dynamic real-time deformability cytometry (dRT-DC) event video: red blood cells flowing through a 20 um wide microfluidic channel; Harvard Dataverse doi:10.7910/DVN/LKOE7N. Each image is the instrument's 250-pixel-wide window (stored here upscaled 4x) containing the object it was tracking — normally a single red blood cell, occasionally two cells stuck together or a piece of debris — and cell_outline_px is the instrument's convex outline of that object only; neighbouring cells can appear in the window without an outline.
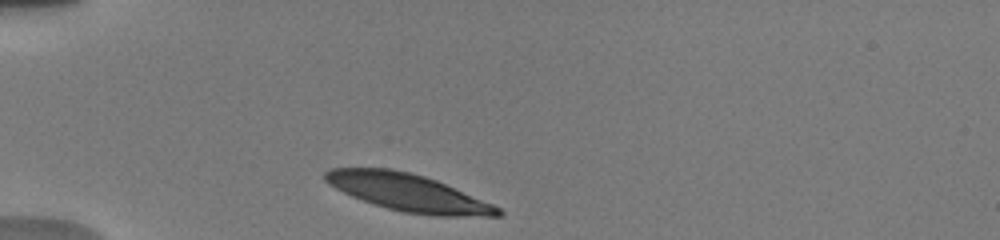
{"species": "human", "species_latin": "Homo sapiens", "temperature_condition": "warm", "stored_images_in_passage": 5, "camera_frame_rate_fps": 3000, "um_per_image_px": 0.085, "donor": {"sex": "male"}, "frame": {"image": 1, "passage_image": 1, "time_ms": 0.0, "image_size_px": [1000, 240], "cell_outline_px": [[504, 216], [432, 216], [404, 212], [388, 208], [352, 196], [328, 184], [324, 180], [324, 172], [332, 168], [392, 168], [424, 176], [436, 180], [492, 204], [500, 208], [504, 212]], "centroid_in_image_um": [34.7, 16.37], "position_along_channel_um": 50.3, "area_um2": 37.17}}
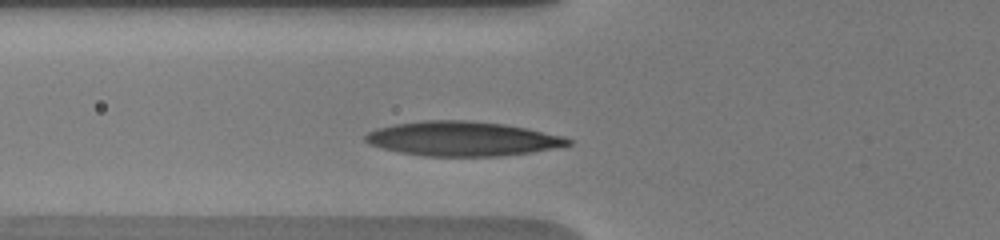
{"frame": {"image": 2, "passage_image": 3, "time_ms": 1.667, "image_size_px": [1000, 240], "cell_outline_px": [[572, 144], [532, 152], [500, 156], [424, 156], [400, 152], [380, 148], [368, 144], [364, 140], [364, 136], [368, 132], [376, 128], [396, 124], [424, 120], [464, 120], [504, 124], [564, 136], [572, 140]], "centroid_in_image_um": [39.26, 11.79], "position_along_channel_um": 86.5, "area_um2": 40.63}}
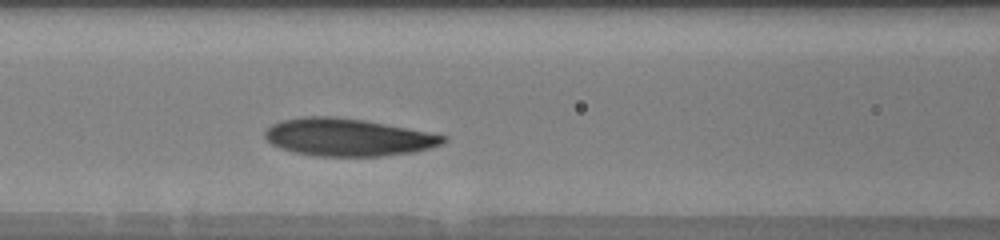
{"frame": {"image": 3, "passage_image": 5, "time_ms": 3.0, "image_size_px": [1000, 240], "cell_outline_px": [[448, 140], [444, 144], [412, 152], [384, 156], [316, 156], [292, 152], [280, 148], [272, 144], [264, 136], [264, 132], [272, 124], [284, 120], [304, 116], [336, 116], [364, 120], [448, 136]], "centroid_in_image_um": [29.56, 11.67], "position_along_channel_um": 137.0, "area_um2": 38.96}}